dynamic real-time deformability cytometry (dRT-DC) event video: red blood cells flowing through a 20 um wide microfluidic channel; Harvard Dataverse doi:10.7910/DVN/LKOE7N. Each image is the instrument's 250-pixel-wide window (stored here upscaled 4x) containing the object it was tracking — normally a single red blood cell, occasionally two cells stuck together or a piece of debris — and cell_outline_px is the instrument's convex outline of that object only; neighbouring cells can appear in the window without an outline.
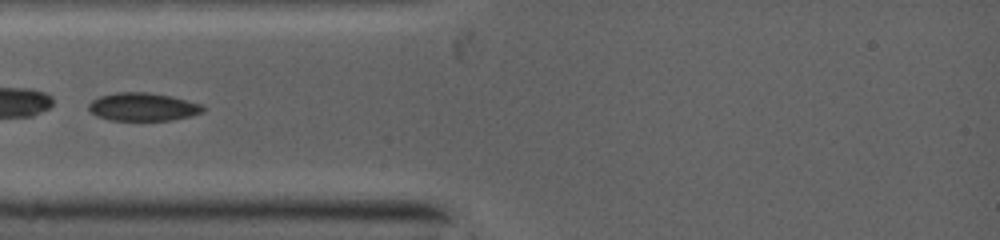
{"species": "common noctule bat (a hibernating species)", "species_latin": "Nyctalus noctula", "temperature_condition": "warm", "stored_images_in_passage": 14, "camera_frame_rate_fps": 5000, "um_per_image_px": 0.085, "animal": {"sex": "female", "body_mass_g": 19.0, "forearm_length_mm": 53.3}, "frame": {"image": 1, "passage_image": 3, "time_ms": 0.6, "image_size_px": [1000, 240], "cell_outline_px": [[204, 108], [200, 112], [188, 116], [168, 120], [112, 120], [96, 116], [88, 108], [88, 104], [92, 100], [100, 96], [120, 92], [144, 92], [168, 96], [200, 104]], "centroid_in_image_um": [12.06, 9.08], "position_along_channel_um": 72.9, "area_um2": 18.15}}
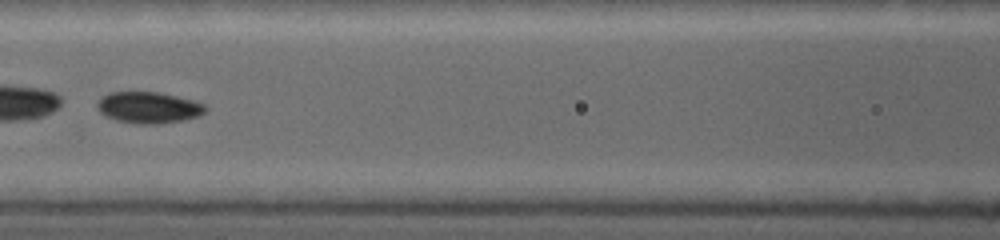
{"frame": {"image": 2, "passage_image": 8, "time_ms": 2.4, "image_size_px": [1000, 240], "cell_outline_px": [[204, 112], [196, 116], [180, 120], [120, 120], [108, 116], [100, 112], [96, 104], [104, 96], [112, 92], [156, 92], [204, 104]], "centroid_in_image_um": [12.57, 9.06], "position_along_channel_um": 154.0, "area_um2": 17.74}}